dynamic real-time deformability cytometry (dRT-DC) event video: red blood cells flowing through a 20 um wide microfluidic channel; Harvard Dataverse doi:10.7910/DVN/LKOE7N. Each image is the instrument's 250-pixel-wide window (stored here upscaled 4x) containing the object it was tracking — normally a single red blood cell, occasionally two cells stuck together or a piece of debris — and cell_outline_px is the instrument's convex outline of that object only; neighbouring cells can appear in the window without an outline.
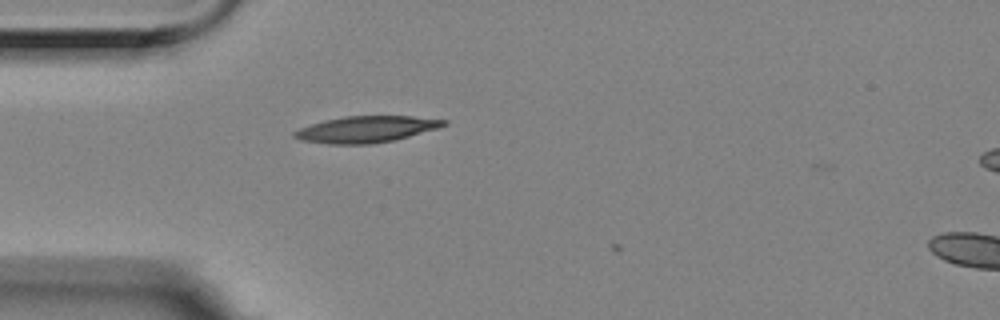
{"species": "Egyptian fruit bat (a non-hibernating species)", "species_latin": "Rousettus aegyptiacus", "temperature_condition": "room temperature", "stored_images_in_passage": 3, "segment_of_instrument_passage": [1, 2], "camera_frame_rate_fps": 3000, "um_per_image_px": 0.085, "animal": {"sex": "female"}, "frame": {"image": 1, "passage_image": 2, "time_ms": 0.333, "image_size_px": [1000, 320], "cell_outline_px": [[448, 124], [440, 128], [392, 140], [368, 144], [328, 144], [300, 140], [292, 136], [292, 132], [300, 128], [324, 120], [344, 116], [412, 116], [448, 120]], "centroid_in_image_um": [31.13, 10.98], "position_along_channel_um": 53.9, "area_um2": 22.95}}